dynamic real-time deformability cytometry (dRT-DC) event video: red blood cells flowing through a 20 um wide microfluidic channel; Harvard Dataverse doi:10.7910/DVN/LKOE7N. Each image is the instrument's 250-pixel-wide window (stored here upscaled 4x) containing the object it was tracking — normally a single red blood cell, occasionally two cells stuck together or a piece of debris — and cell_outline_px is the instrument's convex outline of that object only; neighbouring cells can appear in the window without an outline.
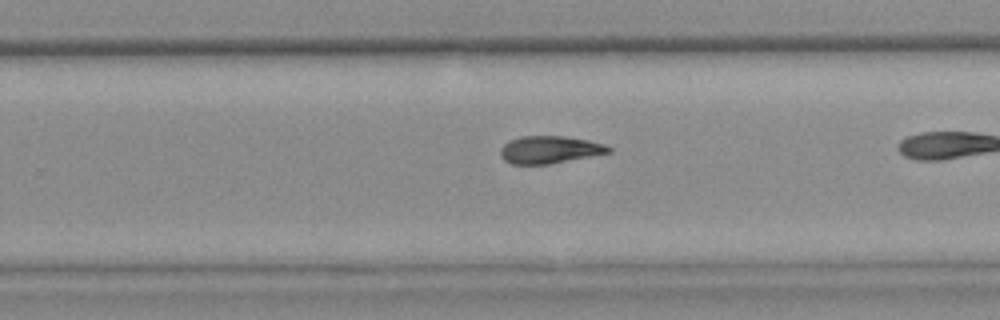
{"species": "common noctule bat (a hibernating species)", "species_latin": "Nyctalus noctula", "temperature_condition": "warm", "stored_images_in_passage": 27, "camera_frame_rate_fps": 3000, "um_per_image_px": 0.085, "animal": {"sex": "female", "body_mass_g": 25.1}, "frame": {"image": 1, "passage_image": 20, "time_ms": 6.333, "image_size_px": [1000, 320], "cell_outline_px": [[612, 152], [548, 164], [512, 164], [504, 160], [500, 156], [500, 148], [508, 140], [520, 136], [564, 136], [588, 140], [604, 144], [612, 148]], "centroid_in_image_um": [46.69, 12.71], "position_along_channel_um": 283.1, "area_um2": 17.34}}